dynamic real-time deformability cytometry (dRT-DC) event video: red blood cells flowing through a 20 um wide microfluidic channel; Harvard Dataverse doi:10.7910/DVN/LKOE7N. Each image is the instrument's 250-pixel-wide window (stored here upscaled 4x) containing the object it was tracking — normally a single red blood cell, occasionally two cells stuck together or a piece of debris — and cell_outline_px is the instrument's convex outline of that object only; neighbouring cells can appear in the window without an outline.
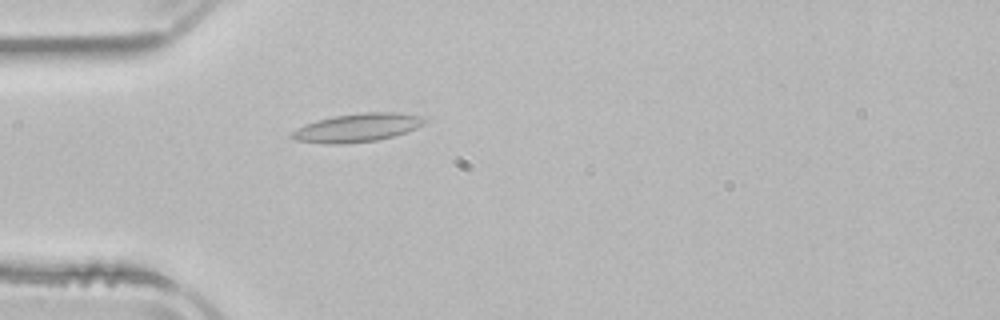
{"species": "common noctule bat (a hibernating species)", "species_latin": "Nyctalus noctula", "temperature_condition": "room temperature", "stored_images_in_passage": 52, "camera_frame_rate_fps": 3000, "um_per_image_px": 0.085, "animal": {"sex": "male", "body_mass_g": 21.5, "forearm_length_mm": 52.0}, "frame": {"image": 1, "passage_image": 15, "time_ms": 4.667, "image_size_px": [1000, 320], "cell_outline_px": [[428, 120], [424, 124], [408, 132], [376, 140], [340, 144], [328, 144], [296, 140], [288, 136], [296, 128], [304, 124], [316, 120], [336, 116], [360, 112], [396, 112], [424, 116]], "centroid_in_image_um": [30.39, 10.84], "position_along_channel_um": 54.6, "area_um2": 22.08}}
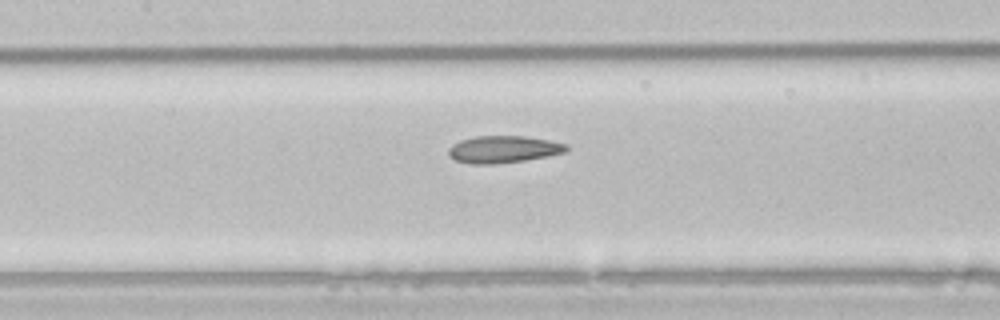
{"frame": {"image": 2, "passage_image": 24, "time_ms": 7.667, "image_size_px": [1000, 320], "cell_outline_px": [[568, 152], [548, 156], [524, 160], [492, 164], [472, 164], [452, 160], [448, 156], [448, 148], [452, 144], [460, 140], [476, 136], [524, 136], [548, 140], [568, 144]], "centroid_in_image_um": [42.76, 12.69], "position_along_channel_um": 164.6, "area_um2": 18.79}}
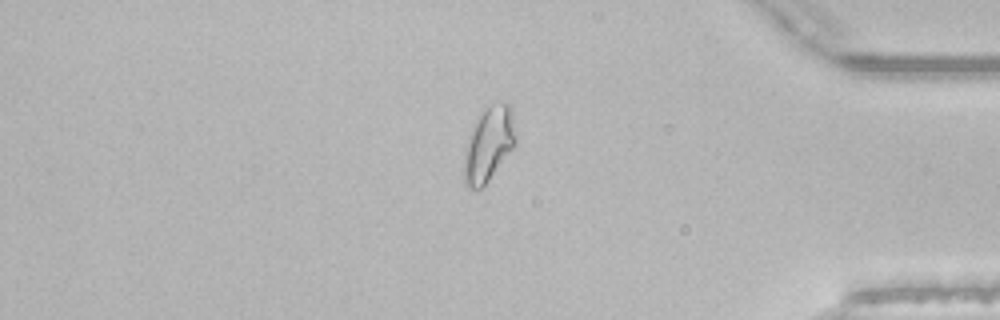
{"frame": {"image": 3, "passage_image": 44, "time_ms": 14.333, "image_size_px": [1000, 320], "cell_outline_px": [[516, 144], [488, 180], [480, 188], [468, 188], [464, 184], [464, 160], [468, 136], [476, 116], [484, 104], [508, 104], [512, 108], [516, 136]], "centroid_in_image_um": [41.52, 12.19], "position_along_channel_um": 393.7, "area_um2": 22.54}, "authors_computed_cell_mechanics": {"area_um2": 20.4034, "velocity_mm_per_s": 3.868, "shape_relaxation_time_tau1_ms": null, "shape_relaxation_time_tau2_ms": 3.3579, "deformation_change_tau1": null, "deformation_change_tau2": 0.1101}}